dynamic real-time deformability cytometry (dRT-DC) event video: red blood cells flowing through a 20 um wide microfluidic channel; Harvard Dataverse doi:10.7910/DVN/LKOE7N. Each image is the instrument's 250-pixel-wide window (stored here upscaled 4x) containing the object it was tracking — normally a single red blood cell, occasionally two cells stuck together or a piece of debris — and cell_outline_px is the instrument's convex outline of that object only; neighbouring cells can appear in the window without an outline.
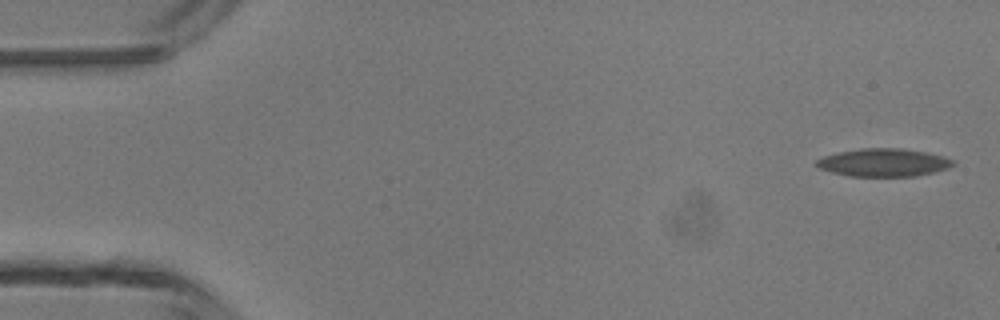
{"species": "common noctule bat (a hibernating species)", "species_latin": "Nyctalus noctula", "temperature_condition": "room temperature", "stored_images_in_passage": 3, "segment_of_instrument_passage": [2, 2], "camera_frame_rate_fps": 3000, "um_per_image_px": 0.085, "animal": {"sex": "male", "body_mass_g": 13.3}, "frame": {"image": 1, "passage_image": 3, "time_ms": 2.333, "image_size_px": [1000, 320], "cell_outline_px": [[956, 164], [948, 168], [932, 172], [912, 176], [848, 176], [832, 172], [820, 168], [816, 164], [816, 160], [824, 156], [840, 152], [860, 148], [900, 148], [924, 152], [956, 160]], "centroid_in_image_um": [75.11, 13.81], "position_along_channel_um": 9.9, "area_um2": 21.96}}